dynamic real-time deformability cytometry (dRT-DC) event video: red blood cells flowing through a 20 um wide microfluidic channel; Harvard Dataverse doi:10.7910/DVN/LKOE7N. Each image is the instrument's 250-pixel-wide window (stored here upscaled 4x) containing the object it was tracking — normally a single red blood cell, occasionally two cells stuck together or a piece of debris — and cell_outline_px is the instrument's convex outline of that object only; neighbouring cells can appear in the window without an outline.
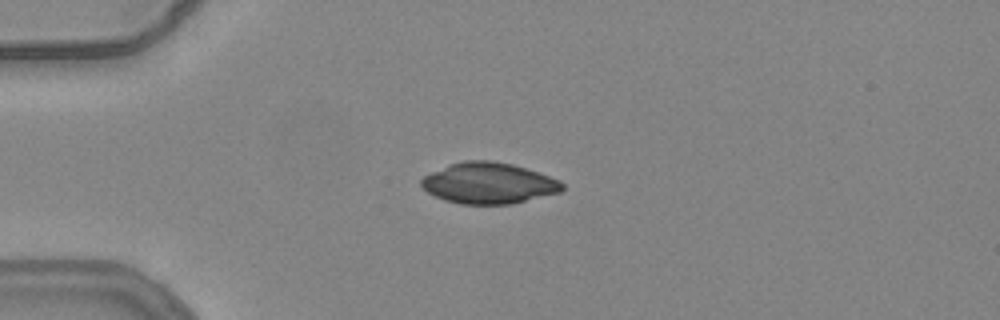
{"species": "common noctule bat (a hibernating species)", "species_latin": "Nyctalus noctula", "temperature_condition": "warm", "stored_images_in_passage": 5, "camera_frame_rate_fps": 3000, "um_per_image_px": 0.085, "animal": {"sex": "female", "body_mass_g": 24.6, "forearm_length_mm": 56.2}, "frame": {"image": 1, "passage_image": 1, "time_ms": 0.0, "image_size_px": [1000, 320], "cell_outline_px": [[564, 188], [560, 192], [512, 204], [460, 204], [444, 200], [428, 192], [420, 184], [420, 180], [424, 176], [432, 172], [452, 164], [464, 160], [492, 160], [512, 164], [540, 172], [560, 180], [564, 184]], "centroid_in_image_um": [41.57, 15.57], "position_along_channel_um": 43.4, "area_um2": 33.7}}